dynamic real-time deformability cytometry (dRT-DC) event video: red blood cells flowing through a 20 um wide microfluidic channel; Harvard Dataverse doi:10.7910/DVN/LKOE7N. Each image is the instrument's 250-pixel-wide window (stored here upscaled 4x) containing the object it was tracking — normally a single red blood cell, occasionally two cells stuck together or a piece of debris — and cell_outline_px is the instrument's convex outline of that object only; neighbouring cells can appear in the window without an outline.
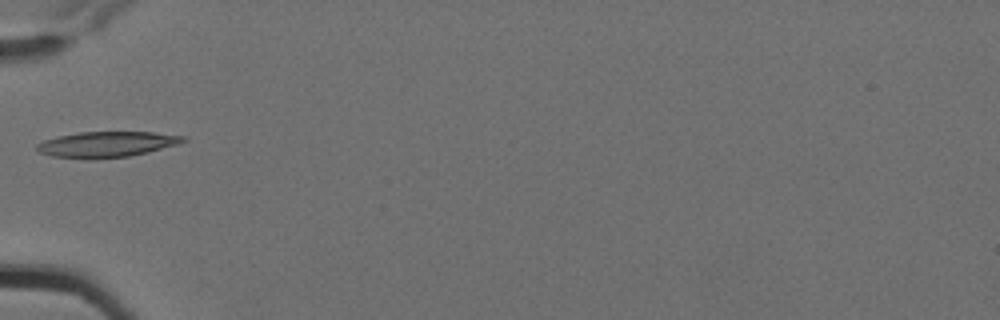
{"species": "Egyptian fruit bat (a non-hibernating species)", "species_latin": "Rousettus aegyptiacus", "temperature_condition": "cold", "stored_images_in_passage": 6, "camera_frame_rate_fps": 3000, "um_per_image_px": 0.085, "animal": {"sex": "female"}, "frame": {"image": 1, "passage_image": 6, "time_ms": 1.667, "image_size_px": [1000, 320], "cell_outline_px": [[188, 140], [180, 144], [148, 152], [128, 156], [52, 156], [40, 152], [36, 148], [36, 144], [44, 140], [56, 136], [80, 132], [152, 132], [188, 136]], "centroid_in_image_um": [9.18, 12.21], "position_along_channel_um": 75.8, "area_um2": 21.1}}